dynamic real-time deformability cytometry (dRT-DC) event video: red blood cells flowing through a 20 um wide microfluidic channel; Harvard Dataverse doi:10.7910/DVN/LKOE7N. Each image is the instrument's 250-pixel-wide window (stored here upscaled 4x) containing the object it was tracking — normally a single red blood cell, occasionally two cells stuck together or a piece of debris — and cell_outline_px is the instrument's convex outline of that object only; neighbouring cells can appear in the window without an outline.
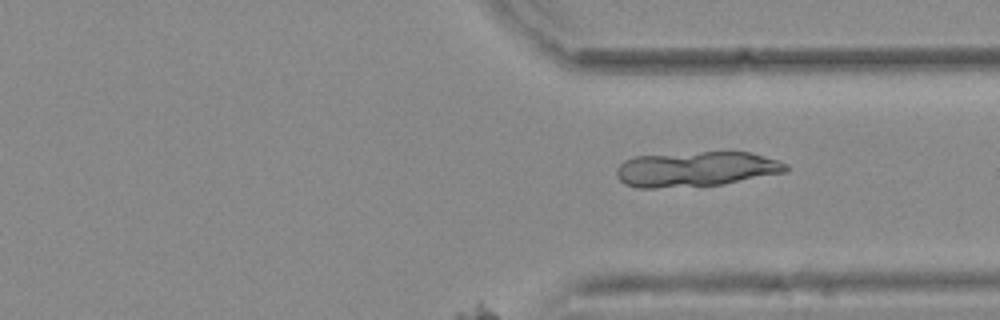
{"species": "common noctule bat (a hibernating species)", "species_latin": "Nyctalus noctula", "temperature_condition": "warm", "stored_images_in_passage": 64, "camera_frame_rate_fps": 3000, "um_per_image_px": 0.085, "animal": {"sex": "female", "body_mass_g": 25.1}, "frame": {"image": 1, "passage_image": 64, "time_ms": 21.0, "image_size_px": [1000, 320], "cell_outline_px": [[788, 168], [784, 172], [724, 184], [656, 188], [636, 188], [624, 184], [616, 176], [616, 168], [624, 160], [632, 156], [700, 152], [748, 152], [776, 160], [788, 164]], "centroid_in_image_um": [59.09, 14.37], "position_along_channel_um": 352.3, "area_um2": 34.56}}